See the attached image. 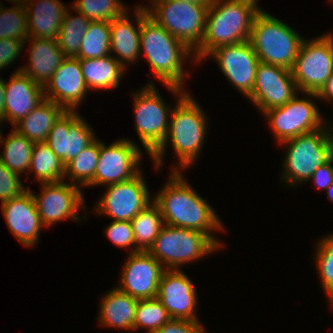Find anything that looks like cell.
Here are the masks:
<instances>
[{
  "label": "cell",
  "mask_w": 333,
  "mask_h": 333,
  "mask_svg": "<svg viewBox=\"0 0 333 333\" xmlns=\"http://www.w3.org/2000/svg\"><path fill=\"white\" fill-rule=\"evenodd\" d=\"M207 56L214 57L226 78L244 96L252 94L260 60L249 40L216 47Z\"/></svg>",
  "instance_id": "9a60e30c"
},
{
  "label": "cell",
  "mask_w": 333,
  "mask_h": 333,
  "mask_svg": "<svg viewBox=\"0 0 333 333\" xmlns=\"http://www.w3.org/2000/svg\"><path fill=\"white\" fill-rule=\"evenodd\" d=\"M7 1H12L16 4H24L26 0H7Z\"/></svg>",
  "instance_id": "c3c4849f"
},
{
  "label": "cell",
  "mask_w": 333,
  "mask_h": 333,
  "mask_svg": "<svg viewBox=\"0 0 333 333\" xmlns=\"http://www.w3.org/2000/svg\"><path fill=\"white\" fill-rule=\"evenodd\" d=\"M291 72L299 91L317 94L333 74V36L304 39Z\"/></svg>",
  "instance_id": "9c48e42d"
},
{
  "label": "cell",
  "mask_w": 333,
  "mask_h": 333,
  "mask_svg": "<svg viewBox=\"0 0 333 333\" xmlns=\"http://www.w3.org/2000/svg\"><path fill=\"white\" fill-rule=\"evenodd\" d=\"M30 39L29 65L17 70L44 87L66 56L55 39Z\"/></svg>",
  "instance_id": "cb8c5ba5"
},
{
  "label": "cell",
  "mask_w": 333,
  "mask_h": 333,
  "mask_svg": "<svg viewBox=\"0 0 333 333\" xmlns=\"http://www.w3.org/2000/svg\"><path fill=\"white\" fill-rule=\"evenodd\" d=\"M180 172L172 171L169 181L153 199L159 206L164 224L207 233L222 247L223 244L210 234L214 230H224L222 222L210 204L193 190Z\"/></svg>",
  "instance_id": "6da1fadb"
},
{
  "label": "cell",
  "mask_w": 333,
  "mask_h": 333,
  "mask_svg": "<svg viewBox=\"0 0 333 333\" xmlns=\"http://www.w3.org/2000/svg\"><path fill=\"white\" fill-rule=\"evenodd\" d=\"M297 96L285 105L264 113L279 144L299 135L319 130L325 125L314 102L304 98L299 99Z\"/></svg>",
  "instance_id": "8fae6325"
},
{
  "label": "cell",
  "mask_w": 333,
  "mask_h": 333,
  "mask_svg": "<svg viewBox=\"0 0 333 333\" xmlns=\"http://www.w3.org/2000/svg\"><path fill=\"white\" fill-rule=\"evenodd\" d=\"M197 293L192 281L181 270H165L156 298L171 319L199 321L196 316Z\"/></svg>",
  "instance_id": "d6986e66"
},
{
  "label": "cell",
  "mask_w": 333,
  "mask_h": 333,
  "mask_svg": "<svg viewBox=\"0 0 333 333\" xmlns=\"http://www.w3.org/2000/svg\"><path fill=\"white\" fill-rule=\"evenodd\" d=\"M135 9L137 28L130 21L128 11L120 18L110 21V52L117 53L116 60L125 68L126 63L137 61L141 53V8Z\"/></svg>",
  "instance_id": "d4e9b609"
},
{
  "label": "cell",
  "mask_w": 333,
  "mask_h": 333,
  "mask_svg": "<svg viewBox=\"0 0 333 333\" xmlns=\"http://www.w3.org/2000/svg\"><path fill=\"white\" fill-rule=\"evenodd\" d=\"M151 4L154 9L140 5L137 8H146L151 18L192 51L201 45L207 6L180 0H155Z\"/></svg>",
  "instance_id": "ba28073f"
},
{
  "label": "cell",
  "mask_w": 333,
  "mask_h": 333,
  "mask_svg": "<svg viewBox=\"0 0 333 333\" xmlns=\"http://www.w3.org/2000/svg\"><path fill=\"white\" fill-rule=\"evenodd\" d=\"M107 55L95 59H79L81 72L88 90L113 89L119 85L125 71L115 58Z\"/></svg>",
  "instance_id": "83f0119b"
},
{
  "label": "cell",
  "mask_w": 333,
  "mask_h": 333,
  "mask_svg": "<svg viewBox=\"0 0 333 333\" xmlns=\"http://www.w3.org/2000/svg\"><path fill=\"white\" fill-rule=\"evenodd\" d=\"M0 39L29 41L27 12L24 4L10 9L0 4Z\"/></svg>",
  "instance_id": "8d00e7d4"
},
{
  "label": "cell",
  "mask_w": 333,
  "mask_h": 333,
  "mask_svg": "<svg viewBox=\"0 0 333 333\" xmlns=\"http://www.w3.org/2000/svg\"><path fill=\"white\" fill-rule=\"evenodd\" d=\"M0 120L5 121V81L0 78Z\"/></svg>",
  "instance_id": "f6af8a7d"
},
{
  "label": "cell",
  "mask_w": 333,
  "mask_h": 333,
  "mask_svg": "<svg viewBox=\"0 0 333 333\" xmlns=\"http://www.w3.org/2000/svg\"><path fill=\"white\" fill-rule=\"evenodd\" d=\"M94 132L77 110L65 111L52 126L46 143L66 165L95 140Z\"/></svg>",
  "instance_id": "ac0fdd59"
},
{
  "label": "cell",
  "mask_w": 333,
  "mask_h": 333,
  "mask_svg": "<svg viewBox=\"0 0 333 333\" xmlns=\"http://www.w3.org/2000/svg\"><path fill=\"white\" fill-rule=\"evenodd\" d=\"M43 90L44 99L55 102L66 111H75L88 91L79 59L66 57Z\"/></svg>",
  "instance_id": "ffe728a7"
},
{
  "label": "cell",
  "mask_w": 333,
  "mask_h": 333,
  "mask_svg": "<svg viewBox=\"0 0 333 333\" xmlns=\"http://www.w3.org/2000/svg\"><path fill=\"white\" fill-rule=\"evenodd\" d=\"M1 136V143L4 144L3 154H0V161L12 172L20 173L29 171L34 143L27 137L19 134L15 129L5 140Z\"/></svg>",
  "instance_id": "4dcf8cb0"
},
{
  "label": "cell",
  "mask_w": 333,
  "mask_h": 333,
  "mask_svg": "<svg viewBox=\"0 0 333 333\" xmlns=\"http://www.w3.org/2000/svg\"><path fill=\"white\" fill-rule=\"evenodd\" d=\"M1 208L9 230L18 241L28 247L35 245L44 225L32 191L27 189L20 196L1 203Z\"/></svg>",
  "instance_id": "44dd1931"
},
{
  "label": "cell",
  "mask_w": 333,
  "mask_h": 333,
  "mask_svg": "<svg viewBox=\"0 0 333 333\" xmlns=\"http://www.w3.org/2000/svg\"><path fill=\"white\" fill-rule=\"evenodd\" d=\"M106 236L115 245L126 248L134 246L130 253L136 252L135 239L132 229L131 221H116L113 220L105 230Z\"/></svg>",
  "instance_id": "ab89813d"
},
{
  "label": "cell",
  "mask_w": 333,
  "mask_h": 333,
  "mask_svg": "<svg viewBox=\"0 0 333 333\" xmlns=\"http://www.w3.org/2000/svg\"><path fill=\"white\" fill-rule=\"evenodd\" d=\"M136 252L148 251L165 225L159 206L152 200L132 220Z\"/></svg>",
  "instance_id": "f1b7e54d"
},
{
  "label": "cell",
  "mask_w": 333,
  "mask_h": 333,
  "mask_svg": "<svg viewBox=\"0 0 333 333\" xmlns=\"http://www.w3.org/2000/svg\"><path fill=\"white\" fill-rule=\"evenodd\" d=\"M149 83L133 96L136 131L146 152L151 155L167 135L168 116L172 109L166 106L153 83Z\"/></svg>",
  "instance_id": "30bf717a"
},
{
  "label": "cell",
  "mask_w": 333,
  "mask_h": 333,
  "mask_svg": "<svg viewBox=\"0 0 333 333\" xmlns=\"http://www.w3.org/2000/svg\"><path fill=\"white\" fill-rule=\"evenodd\" d=\"M71 6L91 21L107 22L120 18L128 9L120 0H77Z\"/></svg>",
  "instance_id": "d590c367"
},
{
  "label": "cell",
  "mask_w": 333,
  "mask_h": 333,
  "mask_svg": "<svg viewBox=\"0 0 333 333\" xmlns=\"http://www.w3.org/2000/svg\"><path fill=\"white\" fill-rule=\"evenodd\" d=\"M43 100V86L16 70L9 82L5 81V121L15 125Z\"/></svg>",
  "instance_id": "7402d4cb"
},
{
  "label": "cell",
  "mask_w": 333,
  "mask_h": 333,
  "mask_svg": "<svg viewBox=\"0 0 333 333\" xmlns=\"http://www.w3.org/2000/svg\"><path fill=\"white\" fill-rule=\"evenodd\" d=\"M155 333H206L200 321L171 319Z\"/></svg>",
  "instance_id": "b9f144b4"
},
{
  "label": "cell",
  "mask_w": 333,
  "mask_h": 333,
  "mask_svg": "<svg viewBox=\"0 0 333 333\" xmlns=\"http://www.w3.org/2000/svg\"><path fill=\"white\" fill-rule=\"evenodd\" d=\"M142 49L152 72L163 84L183 89L185 75L188 77L189 74L183 72L182 60L190 55L194 57L193 51L151 18L146 8H141L140 50Z\"/></svg>",
  "instance_id": "277c9868"
},
{
  "label": "cell",
  "mask_w": 333,
  "mask_h": 333,
  "mask_svg": "<svg viewBox=\"0 0 333 333\" xmlns=\"http://www.w3.org/2000/svg\"><path fill=\"white\" fill-rule=\"evenodd\" d=\"M323 128L280 144L287 146L282 178L292 185L310 180L312 174L333 157V133Z\"/></svg>",
  "instance_id": "8992f818"
},
{
  "label": "cell",
  "mask_w": 333,
  "mask_h": 333,
  "mask_svg": "<svg viewBox=\"0 0 333 333\" xmlns=\"http://www.w3.org/2000/svg\"><path fill=\"white\" fill-rule=\"evenodd\" d=\"M257 0H213L207 9L205 33L193 52L195 62L207 58L216 47L248 41L255 15L261 10Z\"/></svg>",
  "instance_id": "3957f363"
},
{
  "label": "cell",
  "mask_w": 333,
  "mask_h": 333,
  "mask_svg": "<svg viewBox=\"0 0 333 333\" xmlns=\"http://www.w3.org/2000/svg\"><path fill=\"white\" fill-rule=\"evenodd\" d=\"M304 38L262 9L255 15L250 43L260 62L292 69Z\"/></svg>",
  "instance_id": "5b68a950"
},
{
  "label": "cell",
  "mask_w": 333,
  "mask_h": 333,
  "mask_svg": "<svg viewBox=\"0 0 333 333\" xmlns=\"http://www.w3.org/2000/svg\"><path fill=\"white\" fill-rule=\"evenodd\" d=\"M69 13L67 9L57 42L66 57H76L91 20L79 12H76L78 16L75 17Z\"/></svg>",
  "instance_id": "d6a6232c"
},
{
  "label": "cell",
  "mask_w": 333,
  "mask_h": 333,
  "mask_svg": "<svg viewBox=\"0 0 333 333\" xmlns=\"http://www.w3.org/2000/svg\"><path fill=\"white\" fill-rule=\"evenodd\" d=\"M25 43L27 42L17 39H0V69L16 60Z\"/></svg>",
  "instance_id": "60d3db41"
},
{
  "label": "cell",
  "mask_w": 333,
  "mask_h": 333,
  "mask_svg": "<svg viewBox=\"0 0 333 333\" xmlns=\"http://www.w3.org/2000/svg\"><path fill=\"white\" fill-rule=\"evenodd\" d=\"M65 111L62 106L44 99L14 125L15 130L33 143L46 142L52 126Z\"/></svg>",
  "instance_id": "484cf974"
},
{
  "label": "cell",
  "mask_w": 333,
  "mask_h": 333,
  "mask_svg": "<svg viewBox=\"0 0 333 333\" xmlns=\"http://www.w3.org/2000/svg\"><path fill=\"white\" fill-rule=\"evenodd\" d=\"M333 157L321 165L311 176L314 184L320 189H327L333 183Z\"/></svg>",
  "instance_id": "7bdbcfd3"
},
{
  "label": "cell",
  "mask_w": 333,
  "mask_h": 333,
  "mask_svg": "<svg viewBox=\"0 0 333 333\" xmlns=\"http://www.w3.org/2000/svg\"><path fill=\"white\" fill-rule=\"evenodd\" d=\"M180 1L189 2L198 5H204L207 6L208 8L211 6L213 2V0H180Z\"/></svg>",
  "instance_id": "bcb514c9"
},
{
  "label": "cell",
  "mask_w": 333,
  "mask_h": 333,
  "mask_svg": "<svg viewBox=\"0 0 333 333\" xmlns=\"http://www.w3.org/2000/svg\"><path fill=\"white\" fill-rule=\"evenodd\" d=\"M20 175L9 170L0 161V200L1 203L20 196L27 188L20 181Z\"/></svg>",
  "instance_id": "f35d334b"
},
{
  "label": "cell",
  "mask_w": 333,
  "mask_h": 333,
  "mask_svg": "<svg viewBox=\"0 0 333 333\" xmlns=\"http://www.w3.org/2000/svg\"><path fill=\"white\" fill-rule=\"evenodd\" d=\"M100 155V141L95 139L84 148L74 159L65 165L64 178L72 179L78 186H87L94 178ZM77 181V183H76Z\"/></svg>",
  "instance_id": "1f68e13d"
},
{
  "label": "cell",
  "mask_w": 333,
  "mask_h": 333,
  "mask_svg": "<svg viewBox=\"0 0 333 333\" xmlns=\"http://www.w3.org/2000/svg\"><path fill=\"white\" fill-rule=\"evenodd\" d=\"M38 196L33 192L39 217L44 227L51 226L67 218L80 221L77 215L79 207L86 209L84 197L78 185L60 182L42 183Z\"/></svg>",
  "instance_id": "2e32d148"
},
{
  "label": "cell",
  "mask_w": 333,
  "mask_h": 333,
  "mask_svg": "<svg viewBox=\"0 0 333 333\" xmlns=\"http://www.w3.org/2000/svg\"><path fill=\"white\" fill-rule=\"evenodd\" d=\"M328 198L333 202V183L326 189Z\"/></svg>",
  "instance_id": "7dc6e473"
},
{
  "label": "cell",
  "mask_w": 333,
  "mask_h": 333,
  "mask_svg": "<svg viewBox=\"0 0 333 333\" xmlns=\"http://www.w3.org/2000/svg\"><path fill=\"white\" fill-rule=\"evenodd\" d=\"M167 87L175 93V96L177 94L179 99L175 109H172L168 132L163 143L150 156L155 163V168L159 169L163 164V156L170 139L179 160L178 167L174 166L172 170L179 171L180 167L185 169L190 167L200 153L205 134H207L206 115L196 100L194 101L182 88L172 85Z\"/></svg>",
  "instance_id": "7a4b0ae2"
},
{
  "label": "cell",
  "mask_w": 333,
  "mask_h": 333,
  "mask_svg": "<svg viewBox=\"0 0 333 333\" xmlns=\"http://www.w3.org/2000/svg\"><path fill=\"white\" fill-rule=\"evenodd\" d=\"M141 172L132 179L110 184L99 199L96 212L111 216L116 221H131L152 201Z\"/></svg>",
  "instance_id": "5bb4252c"
},
{
  "label": "cell",
  "mask_w": 333,
  "mask_h": 333,
  "mask_svg": "<svg viewBox=\"0 0 333 333\" xmlns=\"http://www.w3.org/2000/svg\"><path fill=\"white\" fill-rule=\"evenodd\" d=\"M141 150L131 140L121 139L107 146L100 141V155L93 180L86 186L125 182L140 173ZM138 166V167H137Z\"/></svg>",
  "instance_id": "7c38bea8"
},
{
  "label": "cell",
  "mask_w": 333,
  "mask_h": 333,
  "mask_svg": "<svg viewBox=\"0 0 333 333\" xmlns=\"http://www.w3.org/2000/svg\"><path fill=\"white\" fill-rule=\"evenodd\" d=\"M138 300L117 287L109 291L102 299L100 325L133 330Z\"/></svg>",
  "instance_id": "4316f807"
},
{
  "label": "cell",
  "mask_w": 333,
  "mask_h": 333,
  "mask_svg": "<svg viewBox=\"0 0 333 333\" xmlns=\"http://www.w3.org/2000/svg\"><path fill=\"white\" fill-rule=\"evenodd\" d=\"M122 271L119 290L137 300L156 298L165 268L148 251L130 253Z\"/></svg>",
  "instance_id": "e0dca14e"
},
{
  "label": "cell",
  "mask_w": 333,
  "mask_h": 333,
  "mask_svg": "<svg viewBox=\"0 0 333 333\" xmlns=\"http://www.w3.org/2000/svg\"><path fill=\"white\" fill-rule=\"evenodd\" d=\"M29 171L34 172L40 183L64 180L65 165L46 142L34 143Z\"/></svg>",
  "instance_id": "f546056e"
},
{
  "label": "cell",
  "mask_w": 333,
  "mask_h": 333,
  "mask_svg": "<svg viewBox=\"0 0 333 333\" xmlns=\"http://www.w3.org/2000/svg\"><path fill=\"white\" fill-rule=\"evenodd\" d=\"M309 95L310 97L315 98H322L326 100H333V74L330 76V78L326 81L325 85L321 88V90L316 93H305Z\"/></svg>",
  "instance_id": "ee69618b"
},
{
  "label": "cell",
  "mask_w": 333,
  "mask_h": 333,
  "mask_svg": "<svg viewBox=\"0 0 333 333\" xmlns=\"http://www.w3.org/2000/svg\"><path fill=\"white\" fill-rule=\"evenodd\" d=\"M319 241L316 251V264L322 286L333 306V234Z\"/></svg>",
  "instance_id": "74e56055"
},
{
  "label": "cell",
  "mask_w": 333,
  "mask_h": 333,
  "mask_svg": "<svg viewBox=\"0 0 333 333\" xmlns=\"http://www.w3.org/2000/svg\"><path fill=\"white\" fill-rule=\"evenodd\" d=\"M24 6L29 38L57 40L67 7L60 0H26Z\"/></svg>",
  "instance_id": "603a6c76"
},
{
  "label": "cell",
  "mask_w": 333,
  "mask_h": 333,
  "mask_svg": "<svg viewBox=\"0 0 333 333\" xmlns=\"http://www.w3.org/2000/svg\"><path fill=\"white\" fill-rule=\"evenodd\" d=\"M299 92L290 69L260 62L256 70L255 84L248 97L263 114L281 107Z\"/></svg>",
  "instance_id": "4fadbf2b"
},
{
  "label": "cell",
  "mask_w": 333,
  "mask_h": 333,
  "mask_svg": "<svg viewBox=\"0 0 333 333\" xmlns=\"http://www.w3.org/2000/svg\"><path fill=\"white\" fill-rule=\"evenodd\" d=\"M219 247L207 233L164 225L148 252L165 270H179L180 265L207 256Z\"/></svg>",
  "instance_id": "52a82bcc"
},
{
  "label": "cell",
  "mask_w": 333,
  "mask_h": 333,
  "mask_svg": "<svg viewBox=\"0 0 333 333\" xmlns=\"http://www.w3.org/2000/svg\"><path fill=\"white\" fill-rule=\"evenodd\" d=\"M110 22L91 21L76 58L95 59L110 54Z\"/></svg>",
  "instance_id": "836d02e7"
},
{
  "label": "cell",
  "mask_w": 333,
  "mask_h": 333,
  "mask_svg": "<svg viewBox=\"0 0 333 333\" xmlns=\"http://www.w3.org/2000/svg\"><path fill=\"white\" fill-rule=\"evenodd\" d=\"M170 320L168 311L157 298L138 300L133 330L145 327L147 333H155Z\"/></svg>",
  "instance_id": "e575fe53"
}]
</instances>
